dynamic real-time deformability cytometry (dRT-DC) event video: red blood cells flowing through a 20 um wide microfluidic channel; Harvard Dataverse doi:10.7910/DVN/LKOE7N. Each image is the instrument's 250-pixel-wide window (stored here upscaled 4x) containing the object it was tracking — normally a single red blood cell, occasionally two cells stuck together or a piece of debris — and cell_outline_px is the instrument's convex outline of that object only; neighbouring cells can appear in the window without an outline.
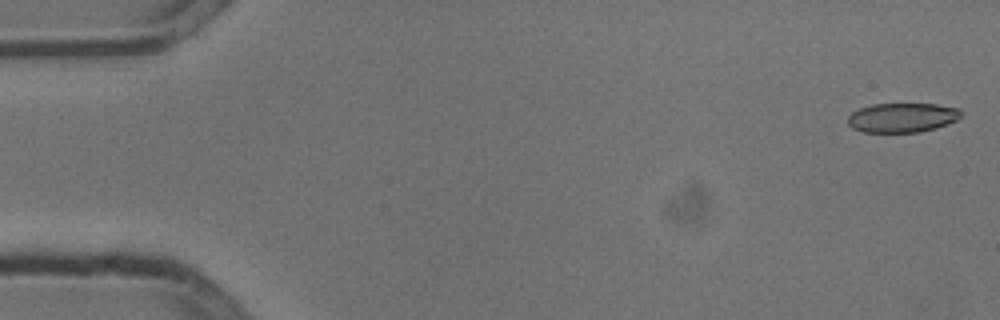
{"species": "common noctule bat (a hibernating species)", "species_latin": "Nyctalus noctula", "temperature_condition": "cold", "stored_images_in_passage": 5, "camera_frame_rate_fps": 3000, "um_per_image_px": 0.085, "animal": {"sex": "male", "body_mass_g": 13.3}, "frame": {"image": 1, "passage_image": 1, "time_ms": 0.0, "image_size_px": [1000, 320], "cell_outline_px": [[960, 116], [956, 120], [936, 128], [920, 132], [864, 132], [852, 128], [848, 124], [848, 116], [852, 112], [860, 108], [872, 104], [936, 104], [960, 108]], "centroid_in_image_um": [76.67, 9.99], "position_along_channel_um": 8.3, "area_um2": 19.36}}
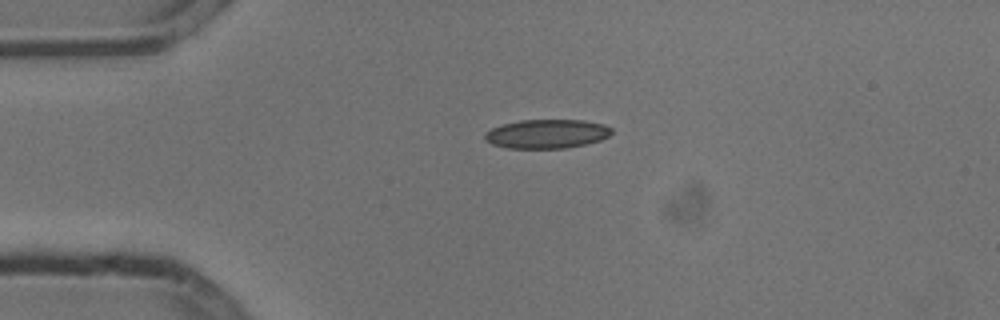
{"frame": {"image": 2, "passage_image": 4, "time_ms": 1.0, "image_size_px": [1000, 320], "cell_outline_px": [[612, 132], [608, 136], [600, 140], [584, 144], [564, 148], [508, 148], [492, 144], [484, 140], [484, 132], [492, 128], [504, 124], [520, 120], [584, 120], [604, 124], [612, 128]], "centroid_in_image_um": [46.46, 11.37], "position_along_channel_um": 38.5, "area_um2": 21.39}}